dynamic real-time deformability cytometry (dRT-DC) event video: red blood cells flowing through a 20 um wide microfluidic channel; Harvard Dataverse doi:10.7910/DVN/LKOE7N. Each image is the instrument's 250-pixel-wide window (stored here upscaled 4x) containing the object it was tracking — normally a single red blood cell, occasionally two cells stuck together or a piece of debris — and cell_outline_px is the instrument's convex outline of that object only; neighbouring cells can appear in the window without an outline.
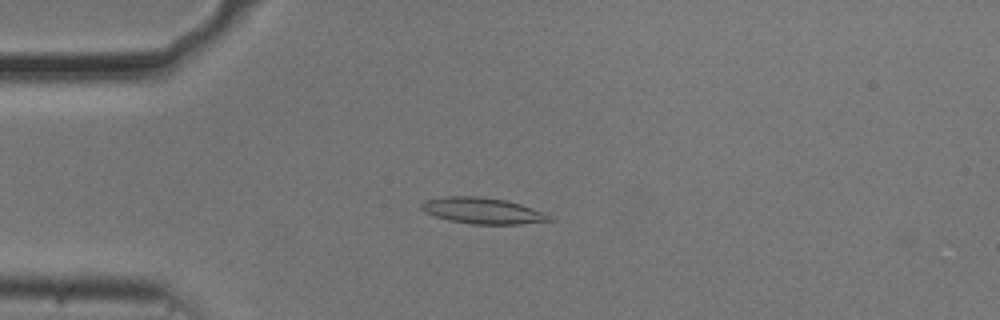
{"species": "common noctule bat (a hibernating species)", "species_latin": "Nyctalus noctula", "temperature_condition": "cold", "stored_images_in_passage": 17, "camera_frame_rate_fps": 3000, "um_per_image_px": 0.085, "animal": {"sex": "male", "body_mass_g": 20.5, "forearm_length_mm": 52.5}, "frame": {"image": 1, "passage_image": 14, "time_ms": 4.333, "image_size_px": [1000, 320], "cell_outline_px": [[556, 220], [520, 224], [472, 224], [448, 220], [424, 212], [420, 208], [420, 204], [428, 200], [448, 196], [480, 196], [504, 200], [520, 204], [544, 212]], "centroid_in_image_um": [41.04, 17.92], "position_along_channel_um": 44.0, "area_um2": 19.36}}